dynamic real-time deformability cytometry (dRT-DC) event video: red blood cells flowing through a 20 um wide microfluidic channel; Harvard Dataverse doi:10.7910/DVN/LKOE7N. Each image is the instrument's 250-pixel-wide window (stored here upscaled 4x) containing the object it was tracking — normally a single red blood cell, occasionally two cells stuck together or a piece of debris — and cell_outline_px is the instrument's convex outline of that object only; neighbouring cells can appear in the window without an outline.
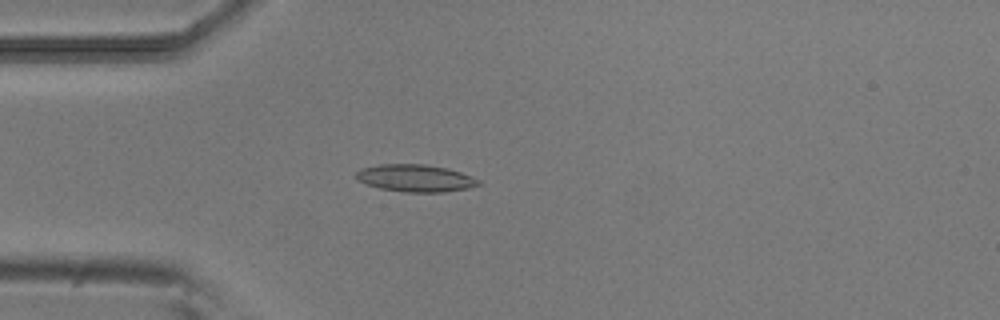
{"species": "common noctule bat (a hibernating species)", "species_latin": "Nyctalus noctula", "temperature_condition": "room temperature", "stored_images_in_passage": 52, "camera_frame_rate_fps": 3000, "um_per_image_px": 0.085, "animal": {"sex": "male", "body_mass_g": 20.5, "forearm_length_mm": 52.5}, "frame": {"image": 1, "passage_image": 14, "time_ms": 4.333, "image_size_px": [1000, 320], "cell_outline_px": [[480, 184], [468, 188], [444, 192], [404, 192], [380, 188], [356, 180], [356, 172], [360, 168], [380, 164], [424, 164], [448, 168], [472, 176], [480, 180]], "centroid_in_image_um": [35.3, 15.13], "position_along_channel_um": 49.7, "area_um2": 19.48}}
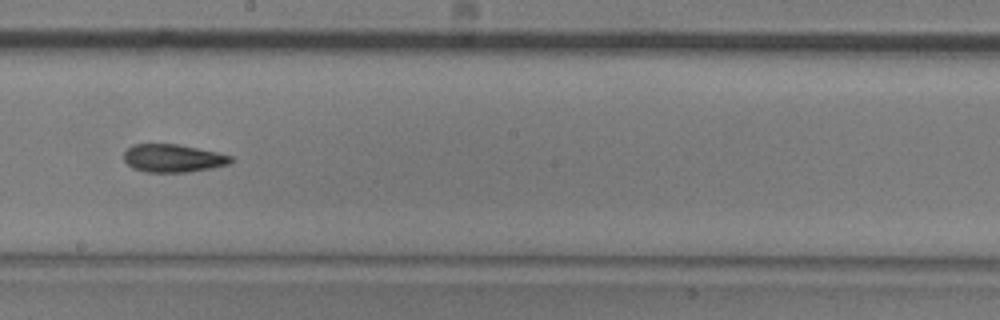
{"frame": {"image": 2, "passage_image": 29, "time_ms": 9.333, "image_size_px": [1000, 320], "cell_outline_px": [[232, 160], [228, 164], [212, 168], [188, 172], [144, 172], [132, 168], [124, 160], [124, 152], [132, 144], [176, 144], [216, 152], [232, 156]], "centroid_in_image_um": [14.67, 13.45], "position_along_channel_um": 233.5, "area_um2": 17.34}}
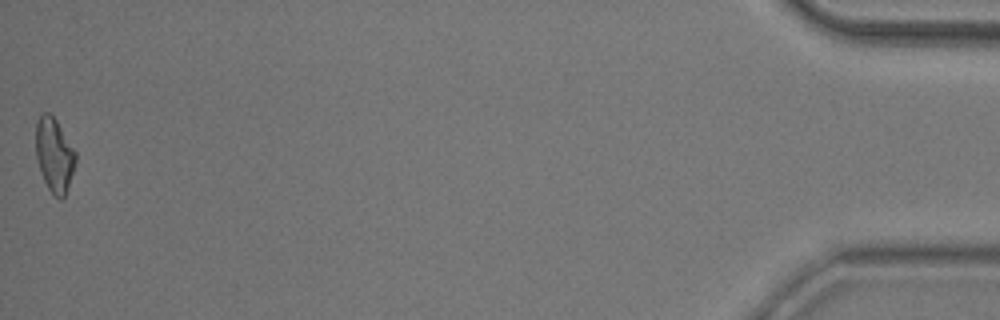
{"frame": {"image": 3, "passage_image": 52, "time_ms": 17.0, "image_size_px": [1000, 320], "cell_outline_px": [[76, 160], [64, 196], [60, 200], [48, 188], [44, 180], [36, 156], [36, 124], [40, 116], [44, 112], [48, 112], [56, 120], [76, 152]], "centroid_in_image_um": [4.61, 13.15], "position_along_channel_um": 430.6, "area_um2": 16.65}, "authors_computed_cell_mechanics": {"area_um2": 17.6868, "velocity_mm_per_s": 3.8606, "shape_relaxation_time_tau1_ms": 6.2722, "shape_relaxation_time_tau2_ms": 4.5935, "deformation_change_tau1": 0.1646, "deformation_change_tau2": 0.1334}}